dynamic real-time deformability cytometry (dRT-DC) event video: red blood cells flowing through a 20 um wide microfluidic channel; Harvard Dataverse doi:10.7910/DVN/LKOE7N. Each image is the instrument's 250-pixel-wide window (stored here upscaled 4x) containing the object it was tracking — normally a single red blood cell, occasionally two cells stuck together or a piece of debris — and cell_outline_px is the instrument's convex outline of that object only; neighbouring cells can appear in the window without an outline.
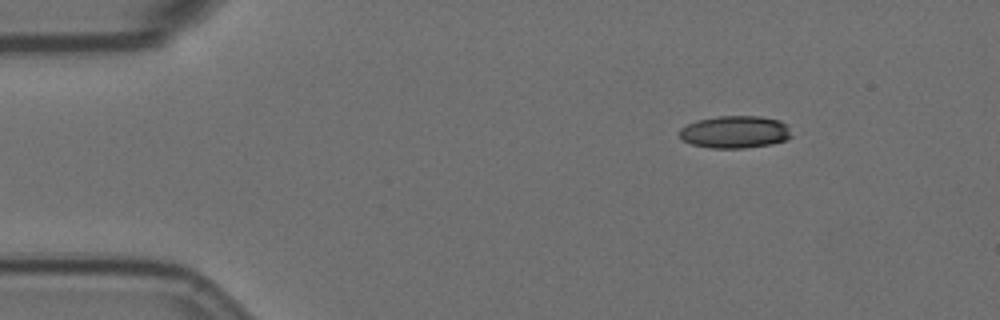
{"species": "Egyptian fruit bat (a non-hibernating species)", "species_latin": "Rousettus aegyptiacus", "temperature_condition": "room temperature", "stored_images_in_passage": 50, "camera_frame_rate_fps": 3000, "um_per_image_px": 0.085, "animal": {"sex": "female"}, "frame": {"image": 1, "passage_image": 1, "time_ms": 0.0, "image_size_px": [1000, 320], "cell_outline_px": [[792, 136], [788, 140], [772, 144], [744, 148], [712, 148], [692, 144], [684, 140], [680, 136], [680, 128], [696, 120], [716, 116], [760, 116], [780, 120], [788, 124]], "centroid_in_image_um": [62.53, 11.21], "position_along_channel_um": 22.5, "area_um2": 21.33}}
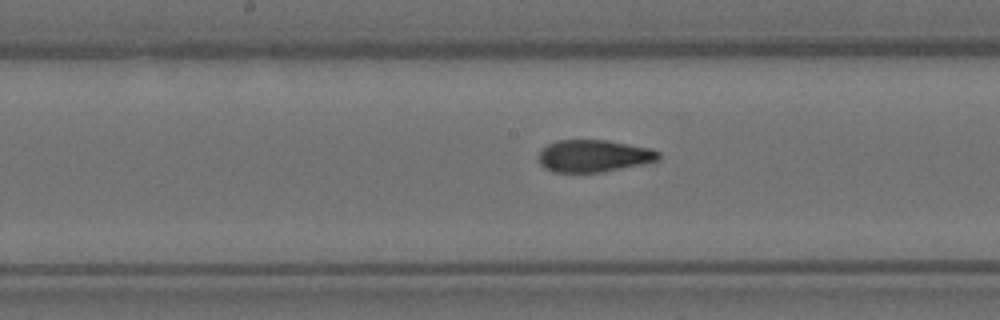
{"frame": {"image": 2, "passage_image": 22, "time_ms": 7.0, "image_size_px": [1000, 320], "cell_outline_px": [[660, 160], [604, 172], [552, 172], [544, 168], [540, 164], [540, 152], [548, 144], [556, 140], [608, 140], [652, 148], [660, 152]], "centroid_in_image_um": [50.5, 13.25], "position_along_channel_um": 197.7, "area_um2": 22.6}}
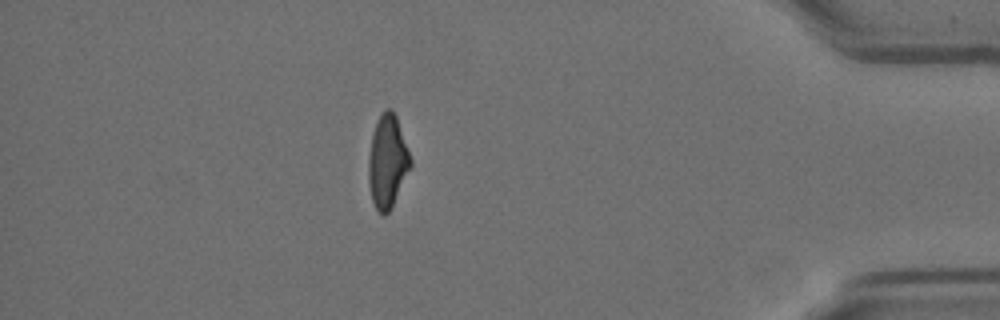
{"frame": {"image": 3, "passage_image": 43, "time_ms": 14.0, "image_size_px": [1000, 320], "cell_outline_px": [[412, 164], [392, 208], [384, 216], [376, 208], [372, 200], [368, 180], [368, 160], [372, 136], [376, 124], [384, 108], [392, 108], [396, 116], [412, 160]], "centroid_in_image_um": [32.94, 13.74], "position_along_channel_um": 402.3, "area_um2": 22.6}, "authors_computed_cell_mechanics": {"area_um2": 22.8599, "velocity_mm_per_s": 3.5685, "shape_relaxation_time_tau1_ms": 7.8919, "shape_relaxation_time_tau2_ms": 1.9281, "deformation_change_tau1": 0.2138, "deformation_change_tau2": 0.0884}}